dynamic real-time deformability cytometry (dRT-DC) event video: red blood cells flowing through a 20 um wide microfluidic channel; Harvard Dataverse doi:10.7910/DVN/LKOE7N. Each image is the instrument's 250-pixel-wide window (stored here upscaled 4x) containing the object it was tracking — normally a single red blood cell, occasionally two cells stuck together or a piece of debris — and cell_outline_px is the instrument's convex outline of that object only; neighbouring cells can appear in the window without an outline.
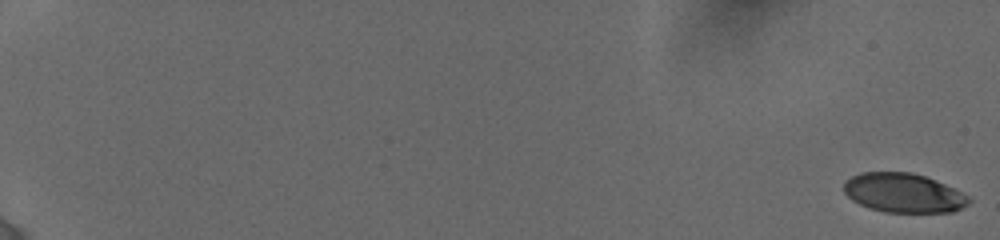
{"species": "human", "species_latin": "Homo sapiens", "temperature_condition": "cold", "stored_images_in_passage": 11, "camera_frame_rate_fps": 3000, "um_per_image_px": 0.085, "donor": {"sex": "female"}, "frame": {"image": 1, "passage_image": 1, "time_ms": 0.0, "image_size_px": [1000, 240], "cell_outline_px": [[972, 200], [968, 204], [952, 212], [884, 212], [868, 208], [852, 200], [844, 192], [844, 180], [860, 172], [912, 172], [936, 180], [968, 196]], "centroid_in_image_um": [76.76, 16.39], "position_along_channel_um": 8.2, "area_um2": 28.55}}
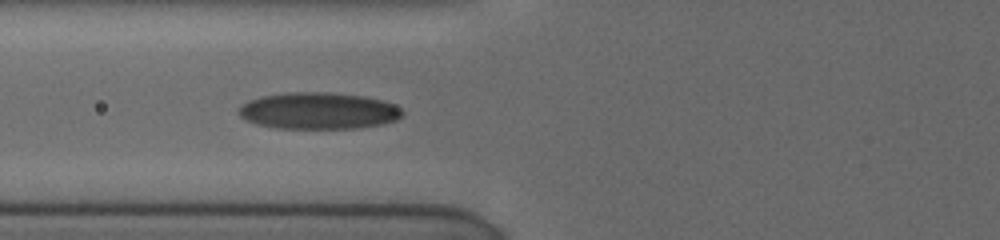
{"frame": {"image": 2, "passage_image": 10, "time_ms": 8.333, "image_size_px": [1000, 240], "cell_outline_px": [[404, 112], [396, 120], [380, 124], [356, 128], [276, 128], [256, 124], [244, 120], [236, 112], [248, 100], [264, 96], [288, 92], [324, 92], [360, 96], [380, 100], [392, 104], [400, 108]], "centroid_in_image_um": [27.01, 9.42], "position_along_channel_um": 98.8, "area_um2": 34.62}}
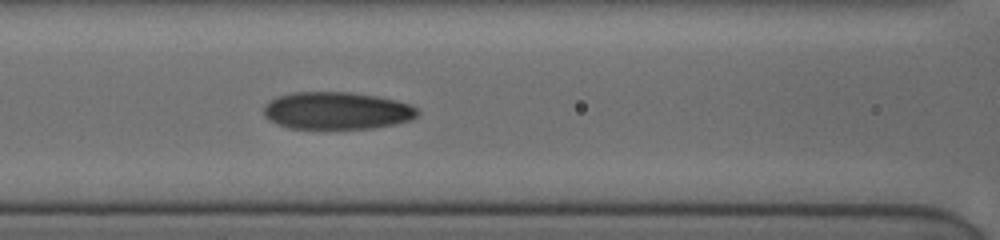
{"frame": {"image": 3, "passage_image": 11, "time_ms": 9.333, "image_size_px": [1000, 240], "cell_outline_px": [[420, 112], [412, 120], [372, 128], [288, 128], [276, 124], [268, 120], [264, 116], [264, 104], [280, 96], [296, 92], [348, 92], [376, 96], [396, 100], [408, 104], [416, 108]], "centroid_in_image_um": [28.61, 9.41], "position_along_channel_um": 138.0, "area_um2": 33.29}}